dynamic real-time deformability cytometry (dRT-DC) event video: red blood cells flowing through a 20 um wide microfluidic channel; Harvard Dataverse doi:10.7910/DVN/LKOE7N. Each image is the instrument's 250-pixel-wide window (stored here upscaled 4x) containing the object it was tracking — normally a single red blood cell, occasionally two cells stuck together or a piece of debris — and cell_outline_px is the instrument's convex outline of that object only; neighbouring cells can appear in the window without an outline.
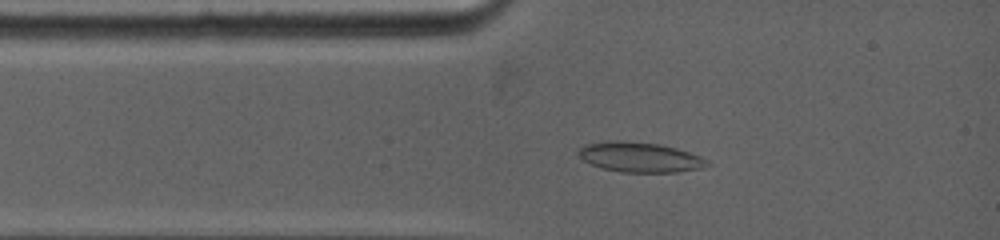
{"species": "common noctule bat (a hibernating species)", "species_latin": "Nyctalus noctula", "temperature_condition": "warm", "stored_images_in_passage": 16, "camera_frame_rate_fps": 5000, "um_per_image_px": 0.085, "animal": {"sex": "female", "body_mass_g": 19.0, "forearm_length_mm": 53.3}, "frame": {"image": 1, "passage_image": 5, "time_ms": 1.6, "image_size_px": [1000, 240], "cell_outline_px": [[712, 164], [700, 168], [676, 172], [624, 172], [604, 168], [592, 164], [584, 160], [576, 152], [576, 148], [584, 144], [608, 140], [624, 140], [660, 144], [676, 148], [700, 156], [708, 160]], "centroid_in_image_um": [54.36, 13.34], "position_along_channel_um": 30.6, "area_um2": 22.6}}
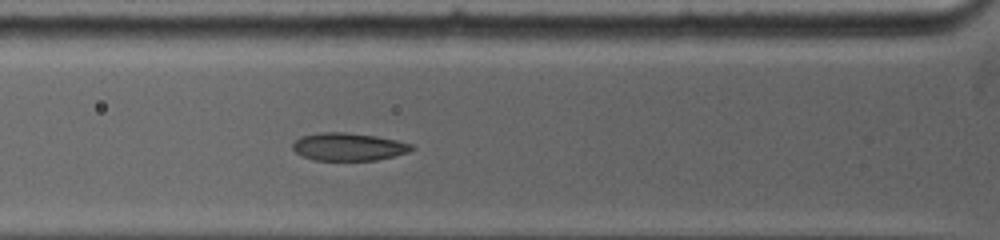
{"frame": {"image": 2, "passage_image": 10, "time_ms": 3.4, "image_size_px": [1000, 240], "cell_outline_px": [[416, 148], [408, 152], [376, 160], [312, 160], [300, 156], [292, 148], [292, 144], [300, 136], [320, 132], [344, 132], [376, 136], [396, 140], [412, 144]], "centroid_in_image_um": [29.59, 12.47], "position_along_channel_um": 96.2, "area_um2": 19.31}}
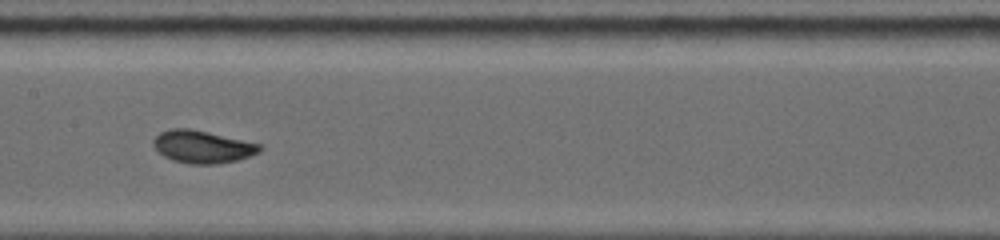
{"frame": {"image": 3, "passage_image": 15, "time_ms": 5.8, "image_size_px": [1000, 240], "cell_outline_px": [[264, 148], [260, 152], [236, 160], [216, 164], [192, 164], [172, 160], [164, 156], [152, 144], [152, 140], [160, 132], [172, 128], [188, 128], [208, 132], [260, 144]], "centroid_in_image_um": [17.2, 12.47], "position_along_channel_um": 190.2, "area_um2": 20.0}}